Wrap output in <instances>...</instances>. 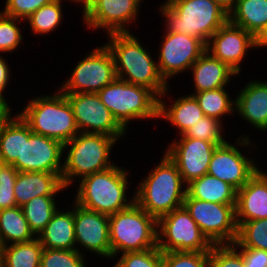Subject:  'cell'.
I'll return each instance as SVG.
<instances>
[{
    "mask_svg": "<svg viewBox=\"0 0 267 267\" xmlns=\"http://www.w3.org/2000/svg\"><path fill=\"white\" fill-rule=\"evenodd\" d=\"M105 44L113 54L118 79L146 87L159 98L168 95L167 82L161 76L158 64L131 32L109 33Z\"/></svg>",
    "mask_w": 267,
    "mask_h": 267,
    "instance_id": "1",
    "label": "cell"
},
{
    "mask_svg": "<svg viewBox=\"0 0 267 267\" xmlns=\"http://www.w3.org/2000/svg\"><path fill=\"white\" fill-rule=\"evenodd\" d=\"M166 19V31L200 39L210 37L229 20V13L213 0H174L159 7Z\"/></svg>",
    "mask_w": 267,
    "mask_h": 267,
    "instance_id": "2",
    "label": "cell"
},
{
    "mask_svg": "<svg viewBox=\"0 0 267 267\" xmlns=\"http://www.w3.org/2000/svg\"><path fill=\"white\" fill-rule=\"evenodd\" d=\"M160 161L134 193L135 202L157 220L182 207L186 197V188L182 187L186 184L177 165L166 153Z\"/></svg>",
    "mask_w": 267,
    "mask_h": 267,
    "instance_id": "3",
    "label": "cell"
},
{
    "mask_svg": "<svg viewBox=\"0 0 267 267\" xmlns=\"http://www.w3.org/2000/svg\"><path fill=\"white\" fill-rule=\"evenodd\" d=\"M127 170L116 164L104 171L96 172L79 180L75 203L79 206L105 215H113L135 202H127Z\"/></svg>",
    "mask_w": 267,
    "mask_h": 267,
    "instance_id": "4",
    "label": "cell"
},
{
    "mask_svg": "<svg viewBox=\"0 0 267 267\" xmlns=\"http://www.w3.org/2000/svg\"><path fill=\"white\" fill-rule=\"evenodd\" d=\"M18 115L33 133L63 145L79 133L72 107L60 90L54 95L33 98Z\"/></svg>",
    "mask_w": 267,
    "mask_h": 267,
    "instance_id": "5",
    "label": "cell"
},
{
    "mask_svg": "<svg viewBox=\"0 0 267 267\" xmlns=\"http://www.w3.org/2000/svg\"><path fill=\"white\" fill-rule=\"evenodd\" d=\"M118 140L105 134L79 132L70 141L64 144L68 154L63 163L61 180L67 188L74 180L104 171L115 164L109 161L113 145ZM112 147V148H111Z\"/></svg>",
    "mask_w": 267,
    "mask_h": 267,
    "instance_id": "6",
    "label": "cell"
},
{
    "mask_svg": "<svg viewBox=\"0 0 267 267\" xmlns=\"http://www.w3.org/2000/svg\"><path fill=\"white\" fill-rule=\"evenodd\" d=\"M157 219L136 202L109 216L111 258L117 253L144 251L157 247Z\"/></svg>",
    "mask_w": 267,
    "mask_h": 267,
    "instance_id": "7",
    "label": "cell"
},
{
    "mask_svg": "<svg viewBox=\"0 0 267 267\" xmlns=\"http://www.w3.org/2000/svg\"><path fill=\"white\" fill-rule=\"evenodd\" d=\"M97 94L125 130L133 119L159 118V97L146 87L116 78Z\"/></svg>",
    "mask_w": 267,
    "mask_h": 267,
    "instance_id": "8",
    "label": "cell"
},
{
    "mask_svg": "<svg viewBox=\"0 0 267 267\" xmlns=\"http://www.w3.org/2000/svg\"><path fill=\"white\" fill-rule=\"evenodd\" d=\"M157 229V247L162 252H210L213 245L184 206L161 216Z\"/></svg>",
    "mask_w": 267,
    "mask_h": 267,
    "instance_id": "9",
    "label": "cell"
},
{
    "mask_svg": "<svg viewBox=\"0 0 267 267\" xmlns=\"http://www.w3.org/2000/svg\"><path fill=\"white\" fill-rule=\"evenodd\" d=\"M183 206L212 244L236 242V204H218L185 197Z\"/></svg>",
    "mask_w": 267,
    "mask_h": 267,
    "instance_id": "10",
    "label": "cell"
},
{
    "mask_svg": "<svg viewBox=\"0 0 267 267\" xmlns=\"http://www.w3.org/2000/svg\"><path fill=\"white\" fill-rule=\"evenodd\" d=\"M116 78L113 54L104 44L79 61L59 90L62 93H98Z\"/></svg>",
    "mask_w": 267,
    "mask_h": 267,
    "instance_id": "11",
    "label": "cell"
},
{
    "mask_svg": "<svg viewBox=\"0 0 267 267\" xmlns=\"http://www.w3.org/2000/svg\"><path fill=\"white\" fill-rule=\"evenodd\" d=\"M72 107L75 122L82 133L123 137L126 130L117 122L97 93H64Z\"/></svg>",
    "mask_w": 267,
    "mask_h": 267,
    "instance_id": "12",
    "label": "cell"
},
{
    "mask_svg": "<svg viewBox=\"0 0 267 267\" xmlns=\"http://www.w3.org/2000/svg\"><path fill=\"white\" fill-rule=\"evenodd\" d=\"M64 145L55 139L33 133L23 121L22 160L12 166L18 172H48L62 174L61 158Z\"/></svg>",
    "mask_w": 267,
    "mask_h": 267,
    "instance_id": "13",
    "label": "cell"
},
{
    "mask_svg": "<svg viewBox=\"0 0 267 267\" xmlns=\"http://www.w3.org/2000/svg\"><path fill=\"white\" fill-rule=\"evenodd\" d=\"M162 40L157 64L166 82L172 76L190 69L206 51V45L200 39L185 34L165 31Z\"/></svg>",
    "mask_w": 267,
    "mask_h": 267,
    "instance_id": "14",
    "label": "cell"
},
{
    "mask_svg": "<svg viewBox=\"0 0 267 267\" xmlns=\"http://www.w3.org/2000/svg\"><path fill=\"white\" fill-rule=\"evenodd\" d=\"M180 136V141H174L165 153L177 165L181 177L187 185L207 174L217 145L200 139Z\"/></svg>",
    "mask_w": 267,
    "mask_h": 267,
    "instance_id": "15",
    "label": "cell"
},
{
    "mask_svg": "<svg viewBox=\"0 0 267 267\" xmlns=\"http://www.w3.org/2000/svg\"><path fill=\"white\" fill-rule=\"evenodd\" d=\"M253 47L254 36L228 20L210 37L206 51L239 74L240 62Z\"/></svg>",
    "mask_w": 267,
    "mask_h": 267,
    "instance_id": "16",
    "label": "cell"
},
{
    "mask_svg": "<svg viewBox=\"0 0 267 267\" xmlns=\"http://www.w3.org/2000/svg\"><path fill=\"white\" fill-rule=\"evenodd\" d=\"M258 171L254 161L242 155L235 144L227 141L213 152L207 174L229 183L236 190Z\"/></svg>",
    "mask_w": 267,
    "mask_h": 267,
    "instance_id": "17",
    "label": "cell"
},
{
    "mask_svg": "<svg viewBox=\"0 0 267 267\" xmlns=\"http://www.w3.org/2000/svg\"><path fill=\"white\" fill-rule=\"evenodd\" d=\"M76 243L90 252L111 258L109 216L85 209L74 202Z\"/></svg>",
    "mask_w": 267,
    "mask_h": 267,
    "instance_id": "18",
    "label": "cell"
},
{
    "mask_svg": "<svg viewBox=\"0 0 267 267\" xmlns=\"http://www.w3.org/2000/svg\"><path fill=\"white\" fill-rule=\"evenodd\" d=\"M141 1L101 0L84 18L85 24L88 28L105 29L108 34L130 32L126 27L136 20Z\"/></svg>",
    "mask_w": 267,
    "mask_h": 267,
    "instance_id": "19",
    "label": "cell"
},
{
    "mask_svg": "<svg viewBox=\"0 0 267 267\" xmlns=\"http://www.w3.org/2000/svg\"><path fill=\"white\" fill-rule=\"evenodd\" d=\"M236 223L267 218V180L257 171L237 190Z\"/></svg>",
    "mask_w": 267,
    "mask_h": 267,
    "instance_id": "20",
    "label": "cell"
},
{
    "mask_svg": "<svg viewBox=\"0 0 267 267\" xmlns=\"http://www.w3.org/2000/svg\"><path fill=\"white\" fill-rule=\"evenodd\" d=\"M62 174L48 172H18L14 185L16 205L22 207L38 196H56L66 189L61 180Z\"/></svg>",
    "mask_w": 267,
    "mask_h": 267,
    "instance_id": "21",
    "label": "cell"
},
{
    "mask_svg": "<svg viewBox=\"0 0 267 267\" xmlns=\"http://www.w3.org/2000/svg\"><path fill=\"white\" fill-rule=\"evenodd\" d=\"M235 110L259 130L267 129V82H249L238 93Z\"/></svg>",
    "mask_w": 267,
    "mask_h": 267,
    "instance_id": "22",
    "label": "cell"
},
{
    "mask_svg": "<svg viewBox=\"0 0 267 267\" xmlns=\"http://www.w3.org/2000/svg\"><path fill=\"white\" fill-rule=\"evenodd\" d=\"M196 92L225 87L233 75H238L227 64L205 51L191 66Z\"/></svg>",
    "mask_w": 267,
    "mask_h": 267,
    "instance_id": "23",
    "label": "cell"
},
{
    "mask_svg": "<svg viewBox=\"0 0 267 267\" xmlns=\"http://www.w3.org/2000/svg\"><path fill=\"white\" fill-rule=\"evenodd\" d=\"M37 237L43 248L80 251L75 246L74 208L67 212L57 210Z\"/></svg>",
    "mask_w": 267,
    "mask_h": 267,
    "instance_id": "24",
    "label": "cell"
},
{
    "mask_svg": "<svg viewBox=\"0 0 267 267\" xmlns=\"http://www.w3.org/2000/svg\"><path fill=\"white\" fill-rule=\"evenodd\" d=\"M186 197L218 204H236L237 190L214 176H204L186 185Z\"/></svg>",
    "mask_w": 267,
    "mask_h": 267,
    "instance_id": "25",
    "label": "cell"
},
{
    "mask_svg": "<svg viewBox=\"0 0 267 267\" xmlns=\"http://www.w3.org/2000/svg\"><path fill=\"white\" fill-rule=\"evenodd\" d=\"M165 103L159 98V118L163 117L177 127L180 135L204 116L197 100L191 94L176 99L170 108L166 107Z\"/></svg>",
    "mask_w": 267,
    "mask_h": 267,
    "instance_id": "26",
    "label": "cell"
},
{
    "mask_svg": "<svg viewBox=\"0 0 267 267\" xmlns=\"http://www.w3.org/2000/svg\"><path fill=\"white\" fill-rule=\"evenodd\" d=\"M23 120L17 114L7 117L0 126V161L4 165H12L22 160Z\"/></svg>",
    "mask_w": 267,
    "mask_h": 267,
    "instance_id": "27",
    "label": "cell"
},
{
    "mask_svg": "<svg viewBox=\"0 0 267 267\" xmlns=\"http://www.w3.org/2000/svg\"><path fill=\"white\" fill-rule=\"evenodd\" d=\"M229 21L254 36L267 22V0H237Z\"/></svg>",
    "mask_w": 267,
    "mask_h": 267,
    "instance_id": "28",
    "label": "cell"
},
{
    "mask_svg": "<svg viewBox=\"0 0 267 267\" xmlns=\"http://www.w3.org/2000/svg\"><path fill=\"white\" fill-rule=\"evenodd\" d=\"M43 246L39 239L0 247V267H40Z\"/></svg>",
    "mask_w": 267,
    "mask_h": 267,
    "instance_id": "29",
    "label": "cell"
},
{
    "mask_svg": "<svg viewBox=\"0 0 267 267\" xmlns=\"http://www.w3.org/2000/svg\"><path fill=\"white\" fill-rule=\"evenodd\" d=\"M24 217L21 207L0 210V247L8 245V242H28L35 237Z\"/></svg>",
    "mask_w": 267,
    "mask_h": 267,
    "instance_id": "30",
    "label": "cell"
},
{
    "mask_svg": "<svg viewBox=\"0 0 267 267\" xmlns=\"http://www.w3.org/2000/svg\"><path fill=\"white\" fill-rule=\"evenodd\" d=\"M53 197L55 196H38L21 207L34 236L43 231L58 210Z\"/></svg>",
    "mask_w": 267,
    "mask_h": 267,
    "instance_id": "31",
    "label": "cell"
},
{
    "mask_svg": "<svg viewBox=\"0 0 267 267\" xmlns=\"http://www.w3.org/2000/svg\"><path fill=\"white\" fill-rule=\"evenodd\" d=\"M197 100L204 116L221 121L222 116L233 114L236 100H231L225 87L192 93ZM231 113V114H230Z\"/></svg>",
    "mask_w": 267,
    "mask_h": 267,
    "instance_id": "32",
    "label": "cell"
},
{
    "mask_svg": "<svg viewBox=\"0 0 267 267\" xmlns=\"http://www.w3.org/2000/svg\"><path fill=\"white\" fill-rule=\"evenodd\" d=\"M236 248H253L267 251V218L243 222L238 227L234 243Z\"/></svg>",
    "mask_w": 267,
    "mask_h": 267,
    "instance_id": "33",
    "label": "cell"
},
{
    "mask_svg": "<svg viewBox=\"0 0 267 267\" xmlns=\"http://www.w3.org/2000/svg\"><path fill=\"white\" fill-rule=\"evenodd\" d=\"M62 0H53L44 5L25 19L34 34H46L59 26L62 17Z\"/></svg>",
    "mask_w": 267,
    "mask_h": 267,
    "instance_id": "34",
    "label": "cell"
},
{
    "mask_svg": "<svg viewBox=\"0 0 267 267\" xmlns=\"http://www.w3.org/2000/svg\"><path fill=\"white\" fill-rule=\"evenodd\" d=\"M222 121L203 116L183 134L184 137L211 142L217 146L224 144L225 138L221 134Z\"/></svg>",
    "mask_w": 267,
    "mask_h": 267,
    "instance_id": "35",
    "label": "cell"
},
{
    "mask_svg": "<svg viewBox=\"0 0 267 267\" xmlns=\"http://www.w3.org/2000/svg\"><path fill=\"white\" fill-rule=\"evenodd\" d=\"M83 255L78 250L43 248L40 267H85Z\"/></svg>",
    "mask_w": 267,
    "mask_h": 267,
    "instance_id": "36",
    "label": "cell"
},
{
    "mask_svg": "<svg viewBox=\"0 0 267 267\" xmlns=\"http://www.w3.org/2000/svg\"><path fill=\"white\" fill-rule=\"evenodd\" d=\"M209 267H245V262L234 244H213L209 252Z\"/></svg>",
    "mask_w": 267,
    "mask_h": 267,
    "instance_id": "37",
    "label": "cell"
},
{
    "mask_svg": "<svg viewBox=\"0 0 267 267\" xmlns=\"http://www.w3.org/2000/svg\"><path fill=\"white\" fill-rule=\"evenodd\" d=\"M162 267H209V252H162Z\"/></svg>",
    "mask_w": 267,
    "mask_h": 267,
    "instance_id": "38",
    "label": "cell"
},
{
    "mask_svg": "<svg viewBox=\"0 0 267 267\" xmlns=\"http://www.w3.org/2000/svg\"><path fill=\"white\" fill-rule=\"evenodd\" d=\"M114 267H162V251L156 248L122 253Z\"/></svg>",
    "mask_w": 267,
    "mask_h": 267,
    "instance_id": "39",
    "label": "cell"
},
{
    "mask_svg": "<svg viewBox=\"0 0 267 267\" xmlns=\"http://www.w3.org/2000/svg\"><path fill=\"white\" fill-rule=\"evenodd\" d=\"M22 19L6 16L0 12V52H11L17 49L22 42L23 36L16 21L21 23Z\"/></svg>",
    "mask_w": 267,
    "mask_h": 267,
    "instance_id": "40",
    "label": "cell"
},
{
    "mask_svg": "<svg viewBox=\"0 0 267 267\" xmlns=\"http://www.w3.org/2000/svg\"><path fill=\"white\" fill-rule=\"evenodd\" d=\"M18 171L12 165L0 167V210L12 208L16 205L14 185Z\"/></svg>",
    "mask_w": 267,
    "mask_h": 267,
    "instance_id": "41",
    "label": "cell"
},
{
    "mask_svg": "<svg viewBox=\"0 0 267 267\" xmlns=\"http://www.w3.org/2000/svg\"><path fill=\"white\" fill-rule=\"evenodd\" d=\"M53 0H6L4 11L1 13L25 20L39 8L44 5L50 4Z\"/></svg>",
    "mask_w": 267,
    "mask_h": 267,
    "instance_id": "42",
    "label": "cell"
},
{
    "mask_svg": "<svg viewBox=\"0 0 267 267\" xmlns=\"http://www.w3.org/2000/svg\"><path fill=\"white\" fill-rule=\"evenodd\" d=\"M245 267H267V251L253 248H241Z\"/></svg>",
    "mask_w": 267,
    "mask_h": 267,
    "instance_id": "43",
    "label": "cell"
},
{
    "mask_svg": "<svg viewBox=\"0 0 267 267\" xmlns=\"http://www.w3.org/2000/svg\"><path fill=\"white\" fill-rule=\"evenodd\" d=\"M6 63V60H4L3 57L0 56V94L3 96V91L8 85L9 77H10V70Z\"/></svg>",
    "mask_w": 267,
    "mask_h": 267,
    "instance_id": "44",
    "label": "cell"
},
{
    "mask_svg": "<svg viewBox=\"0 0 267 267\" xmlns=\"http://www.w3.org/2000/svg\"><path fill=\"white\" fill-rule=\"evenodd\" d=\"M267 47V22L263 27L254 35V48Z\"/></svg>",
    "mask_w": 267,
    "mask_h": 267,
    "instance_id": "45",
    "label": "cell"
},
{
    "mask_svg": "<svg viewBox=\"0 0 267 267\" xmlns=\"http://www.w3.org/2000/svg\"><path fill=\"white\" fill-rule=\"evenodd\" d=\"M10 111L11 110L6 99L0 94V116H10Z\"/></svg>",
    "mask_w": 267,
    "mask_h": 267,
    "instance_id": "46",
    "label": "cell"
},
{
    "mask_svg": "<svg viewBox=\"0 0 267 267\" xmlns=\"http://www.w3.org/2000/svg\"><path fill=\"white\" fill-rule=\"evenodd\" d=\"M223 7L228 13L235 7L237 0H213Z\"/></svg>",
    "mask_w": 267,
    "mask_h": 267,
    "instance_id": "47",
    "label": "cell"
},
{
    "mask_svg": "<svg viewBox=\"0 0 267 267\" xmlns=\"http://www.w3.org/2000/svg\"><path fill=\"white\" fill-rule=\"evenodd\" d=\"M101 0H86V16L95 8Z\"/></svg>",
    "mask_w": 267,
    "mask_h": 267,
    "instance_id": "48",
    "label": "cell"
},
{
    "mask_svg": "<svg viewBox=\"0 0 267 267\" xmlns=\"http://www.w3.org/2000/svg\"><path fill=\"white\" fill-rule=\"evenodd\" d=\"M74 2L83 3V19L86 17V0H73Z\"/></svg>",
    "mask_w": 267,
    "mask_h": 267,
    "instance_id": "49",
    "label": "cell"
},
{
    "mask_svg": "<svg viewBox=\"0 0 267 267\" xmlns=\"http://www.w3.org/2000/svg\"><path fill=\"white\" fill-rule=\"evenodd\" d=\"M9 116H0V126L2 124V122Z\"/></svg>",
    "mask_w": 267,
    "mask_h": 267,
    "instance_id": "50",
    "label": "cell"
},
{
    "mask_svg": "<svg viewBox=\"0 0 267 267\" xmlns=\"http://www.w3.org/2000/svg\"><path fill=\"white\" fill-rule=\"evenodd\" d=\"M258 171H259V172L265 177V179L267 180V173L261 171V169L259 170V167H258Z\"/></svg>",
    "mask_w": 267,
    "mask_h": 267,
    "instance_id": "51",
    "label": "cell"
},
{
    "mask_svg": "<svg viewBox=\"0 0 267 267\" xmlns=\"http://www.w3.org/2000/svg\"><path fill=\"white\" fill-rule=\"evenodd\" d=\"M172 1H174V0H167V2H165L164 4H169V3H171Z\"/></svg>",
    "mask_w": 267,
    "mask_h": 267,
    "instance_id": "52",
    "label": "cell"
}]
</instances>
